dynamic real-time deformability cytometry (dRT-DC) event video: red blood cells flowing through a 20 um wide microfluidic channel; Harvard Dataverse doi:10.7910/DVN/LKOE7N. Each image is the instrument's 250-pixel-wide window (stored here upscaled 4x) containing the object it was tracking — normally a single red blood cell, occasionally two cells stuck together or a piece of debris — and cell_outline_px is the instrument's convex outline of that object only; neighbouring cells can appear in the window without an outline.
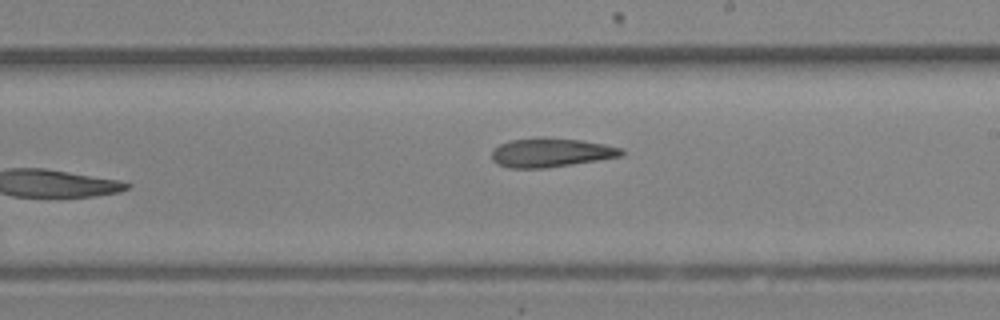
{"species": "Egyptian fruit bat (a non-hibernating species)", "species_latin": "Rousettus aegyptiacus", "temperature_condition": "room temperature", "stored_images_in_passage": 16, "camera_frame_rate_fps": 3000, "um_per_image_px": 0.085, "animal": {"sex": "female"}, "frame": {"image": 1, "passage_image": 16, "time_ms": 5.0, "image_size_px": [1000, 320], "cell_outline_px": [[624, 156], [572, 164], [544, 168], [508, 168], [492, 160], [492, 148], [500, 144], [512, 140], [544, 136], [580, 140], [604, 144], [624, 148]], "centroid_in_image_um": [46.85, 12.96], "position_along_channel_um": 242.2, "area_um2": 22.08}}